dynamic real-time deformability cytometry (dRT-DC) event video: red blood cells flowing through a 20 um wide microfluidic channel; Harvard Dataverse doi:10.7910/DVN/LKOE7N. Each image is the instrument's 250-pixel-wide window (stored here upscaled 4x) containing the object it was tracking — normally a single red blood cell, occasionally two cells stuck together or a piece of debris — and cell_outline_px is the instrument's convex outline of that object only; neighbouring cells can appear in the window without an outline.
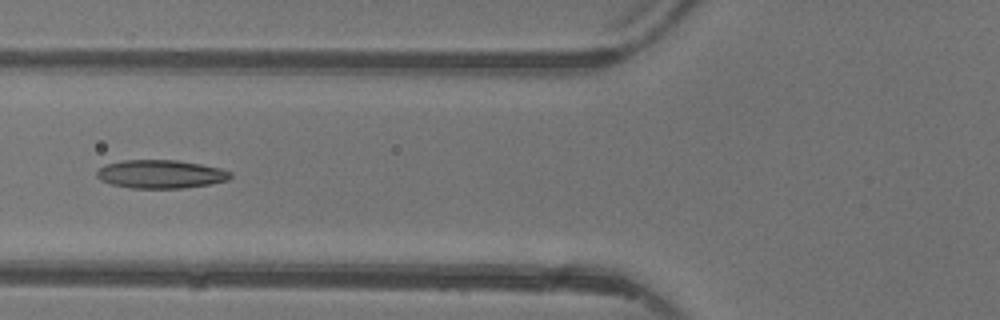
{"species": "common noctule bat (a hibernating species)", "species_latin": "Nyctalus noctula", "temperature_condition": "warm", "stored_images_in_passage": 4, "camera_frame_rate_fps": 3000, "um_per_image_px": 0.085, "animal": {"sex": "female"}, "frame": {"image": 1, "passage_image": 4, "time_ms": 4.333, "image_size_px": [1000, 320], "cell_outline_px": [[232, 176], [228, 180], [208, 184], [184, 188], [128, 188], [112, 184], [100, 180], [96, 176], [96, 172], [104, 164], [124, 160], [176, 160], [200, 164], [220, 168], [232, 172]], "centroid_in_image_um": [13.64, 14.8], "position_along_channel_um": 112.2, "area_um2": 22.14}}